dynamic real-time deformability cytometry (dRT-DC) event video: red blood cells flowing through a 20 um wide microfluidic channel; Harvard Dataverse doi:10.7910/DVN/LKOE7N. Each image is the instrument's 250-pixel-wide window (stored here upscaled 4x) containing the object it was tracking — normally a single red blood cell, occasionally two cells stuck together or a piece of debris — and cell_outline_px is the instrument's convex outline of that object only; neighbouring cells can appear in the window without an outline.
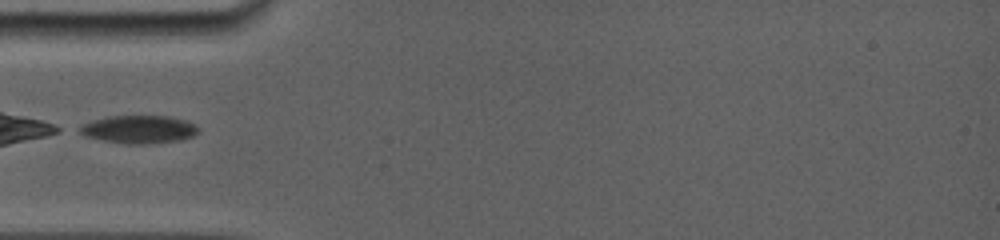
{"species": "common noctule bat (a hibernating species)", "species_latin": "Nyctalus noctula", "temperature_condition": "room temperature", "stored_images_in_passage": 28, "camera_frame_rate_fps": 5000, "um_per_image_px": 0.085, "animal": {"sex": "female", "body_mass_g": 19.0, "forearm_length_mm": 56.7}, "frame": {"image": 1, "passage_image": 1, "time_ms": 0.0, "image_size_px": [1000, 240], "cell_outline_px": [[200, 132], [192, 136], [180, 140], [140, 144], [128, 144], [104, 140], [84, 136], [76, 132], [72, 128], [80, 124], [92, 120], [108, 116], [168, 116], [184, 120], [200, 128]], "centroid_in_image_um": [11.7, 10.99], "position_along_channel_um": 73.3, "area_um2": 19.54}}
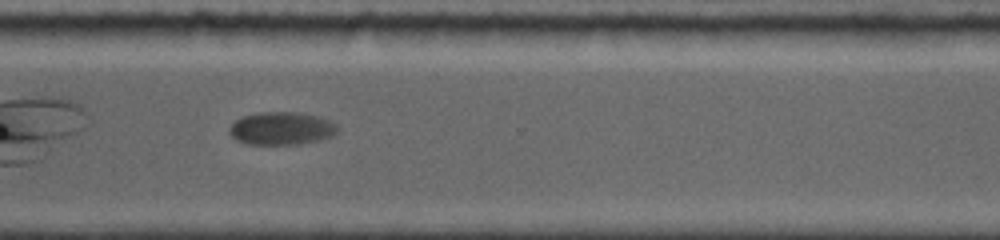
{"frame": {"image": 2, "passage_image": 20, "time_ms": 7.4, "image_size_px": [1000, 240], "cell_outline_px": [[336, 132], [332, 136], [320, 140], [300, 144], [244, 144], [236, 140], [228, 132], [228, 128], [236, 120], [244, 116], [260, 112], [296, 112], [320, 116], [332, 120], [336, 124]], "centroid_in_image_um": [23.93, 10.91], "position_along_channel_um": 346.7, "area_um2": 20.87}}